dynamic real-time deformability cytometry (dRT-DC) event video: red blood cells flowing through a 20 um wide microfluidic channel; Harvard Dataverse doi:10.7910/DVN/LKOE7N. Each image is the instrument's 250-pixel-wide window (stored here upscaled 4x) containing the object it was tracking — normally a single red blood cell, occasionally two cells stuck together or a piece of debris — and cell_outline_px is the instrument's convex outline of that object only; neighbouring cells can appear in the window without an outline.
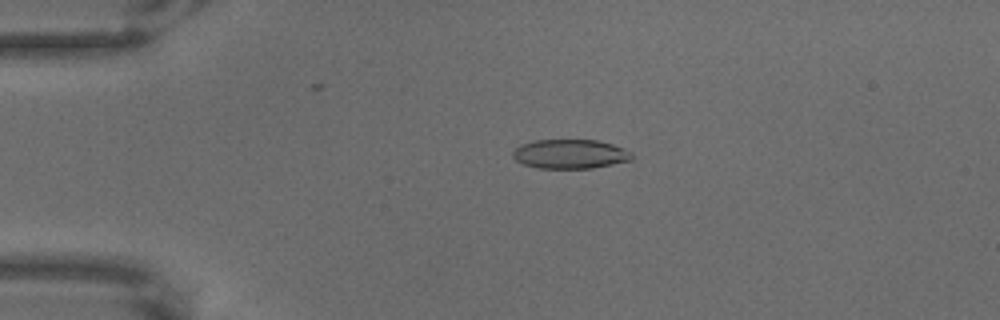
{"species": "common noctule bat (a hibernating species)", "species_latin": "Nyctalus noctula", "temperature_condition": "warm", "stored_images_in_passage": 65, "camera_frame_rate_fps": 3000, "um_per_image_px": 0.085, "animal": {"sex": "male", "body_mass_g": 18.8}, "frame": {"image": 1, "passage_image": 15, "time_ms": 4.667, "image_size_px": [1000, 320], "cell_outline_px": [[632, 160], [592, 168], [540, 168], [524, 164], [516, 160], [512, 156], [512, 152], [520, 144], [532, 140], [596, 140], [612, 144], [624, 148], [632, 152]], "centroid_in_image_um": [48.46, 13.08], "position_along_channel_um": 36.5, "area_um2": 20.29}}
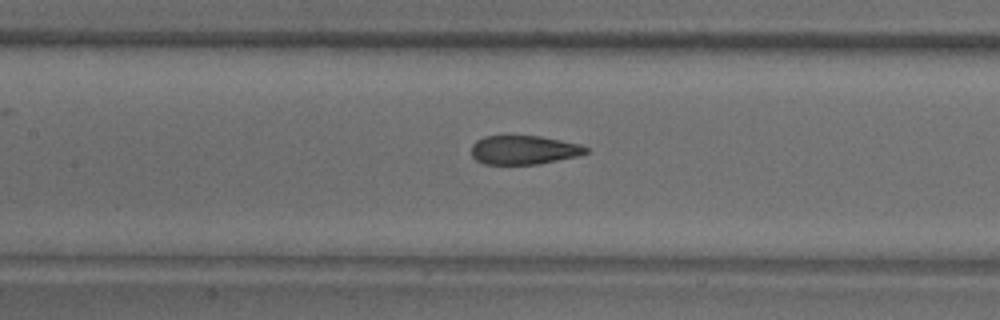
{"frame": {"image": 2, "passage_image": 31, "time_ms": 10.0, "image_size_px": [1000, 320], "cell_outline_px": [[588, 152], [576, 156], [540, 164], [484, 164], [476, 160], [472, 156], [472, 144], [476, 140], [484, 136], [540, 136], [580, 144], [588, 148]], "centroid_in_image_um": [44.51, 12.74], "position_along_channel_um": 162.9, "area_um2": 19.25}}
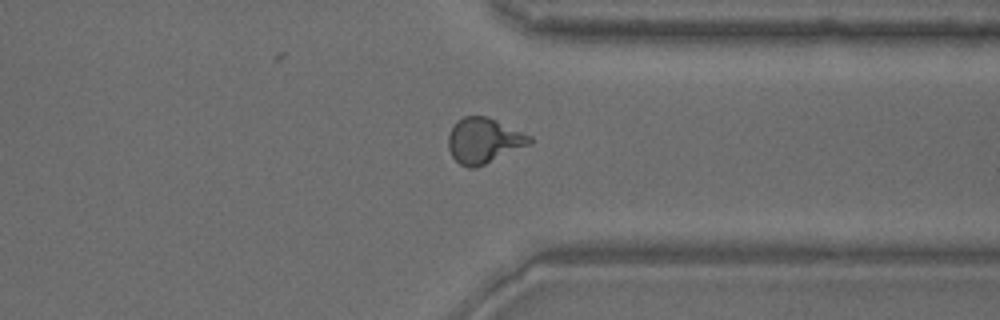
{"frame": {"image": 3, "passage_image": 51, "time_ms": 16.667, "image_size_px": [1000, 320], "cell_outline_px": [[532, 144], [476, 168], [468, 168], [460, 164], [452, 156], [448, 148], [448, 136], [452, 124], [456, 120], [464, 116], [488, 116], [532, 136]], "centroid_in_image_um": [41.12, 11.94], "position_along_channel_um": 370.3, "area_um2": 21.79}}